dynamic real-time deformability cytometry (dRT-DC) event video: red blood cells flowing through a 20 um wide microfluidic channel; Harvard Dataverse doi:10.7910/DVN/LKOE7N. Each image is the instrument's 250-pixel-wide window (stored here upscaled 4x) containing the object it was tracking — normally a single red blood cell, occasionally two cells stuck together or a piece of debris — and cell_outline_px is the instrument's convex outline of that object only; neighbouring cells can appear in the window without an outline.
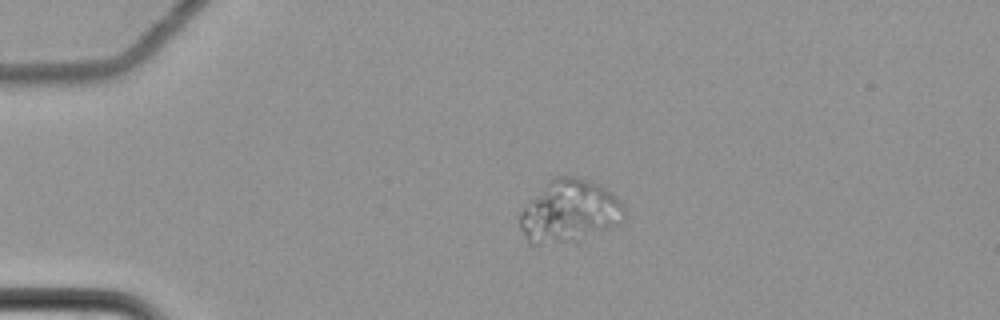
{"species": "common noctule bat (a hibernating species)", "species_latin": "Nyctalus noctula", "temperature_condition": "cold", "stored_images_in_passage": 10, "camera_frame_rate_fps": 3000, "um_per_image_px": 0.085, "animal": {"sex": "female", "body_mass_g": 22.7, "forearm_length_mm": 54.2}, "frame": {"image": 1, "passage_image": 5, "time_ms": 1.333, "image_size_px": [1000, 320], "cell_outline_px": [[628, 212], [616, 224], [576, 244], [532, 244], [528, 240], [520, 228], [516, 216], [528, 200], [552, 176], [576, 176], [600, 184], [612, 192], [628, 208]], "centroid_in_image_um": [48.39, 17.97], "position_along_channel_um": 36.6, "area_um2": 39.25}}
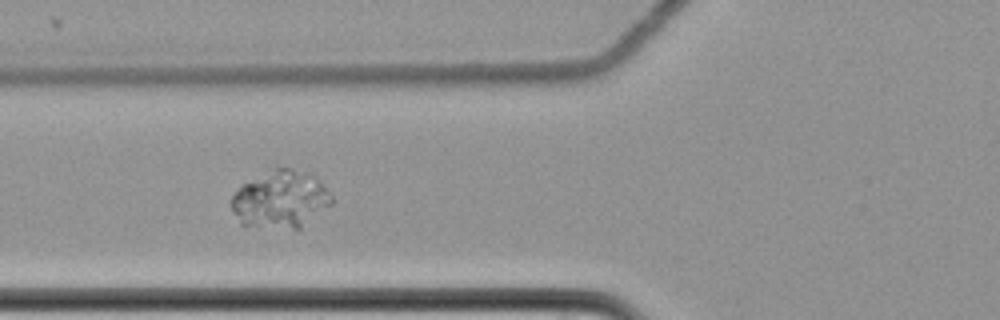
{"frame": {"image": 2, "passage_image": 7, "time_ms": 2.0, "image_size_px": [1000, 320], "cell_outline_px": [[332, 204], [300, 228], [292, 228], [240, 224], [232, 212], [232, 196], [240, 184], [276, 168], [292, 168], [312, 172], [316, 176], [332, 196]], "centroid_in_image_um": [23.86, 16.91], "position_along_channel_um": 101.9, "area_um2": 33.35}}
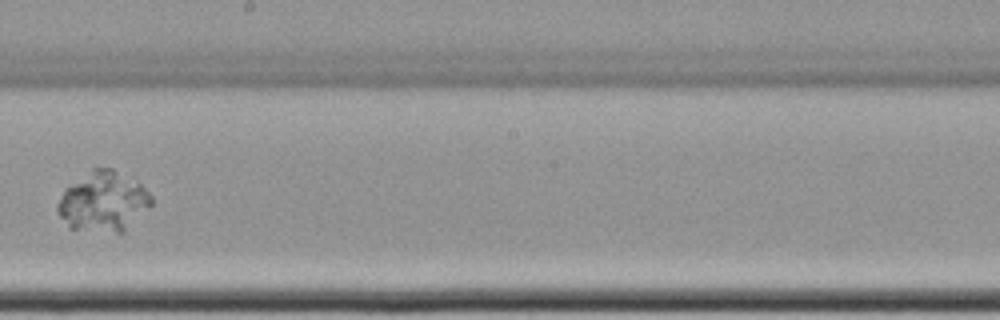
{"frame": {"image": 3, "passage_image": 10, "time_ms": 3.0, "image_size_px": [1000, 320], "cell_outline_px": [[152, 204], [124, 232], [116, 232], [68, 228], [56, 212], [56, 204], [64, 188], [92, 168], [112, 168], [140, 184], [152, 196]], "centroid_in_image_um": [8.73, 17.13], "position_along_channel_um": 239.5, "area_um2": 32.66}}